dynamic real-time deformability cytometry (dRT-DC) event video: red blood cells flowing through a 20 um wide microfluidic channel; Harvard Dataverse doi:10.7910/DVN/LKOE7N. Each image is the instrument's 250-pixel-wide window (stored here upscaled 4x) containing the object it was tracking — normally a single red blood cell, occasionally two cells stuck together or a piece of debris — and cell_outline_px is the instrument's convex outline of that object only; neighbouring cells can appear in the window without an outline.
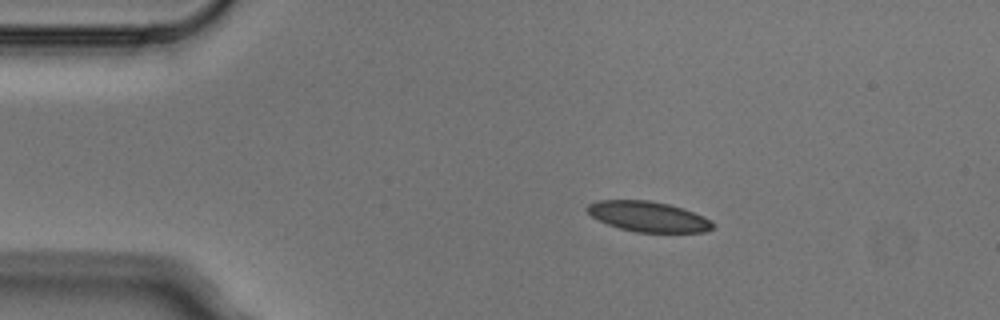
{"species": "Egyptian fruit bat (a non-hibernating species)", "species_latin": "Rousettus aegyptiacus", "temperature_condition": "cold", "stored_images_in_passage": 3, "camera_frame_rate_fps": 3000, "um_per_image_px": 0.085, "animal": {"sex": "male"}, "frame": {"image": 1, "passage_image": 2, "time_ms": 0.333, "image_size_px": [1000, 320], "cell_outline_px": [[712, 228], [704, 232], [636, 232], [620, 228], [608, 224], [592, 216], [584, 208], [588, 204], [596, 200], [648, 200], [668, 204], [684, 208], [704, 216], [712, 220]], "centroid_in_image_um": [55.09, 18.4], "position_along_channel_um": 29.9, "area_um2": 22.14}}